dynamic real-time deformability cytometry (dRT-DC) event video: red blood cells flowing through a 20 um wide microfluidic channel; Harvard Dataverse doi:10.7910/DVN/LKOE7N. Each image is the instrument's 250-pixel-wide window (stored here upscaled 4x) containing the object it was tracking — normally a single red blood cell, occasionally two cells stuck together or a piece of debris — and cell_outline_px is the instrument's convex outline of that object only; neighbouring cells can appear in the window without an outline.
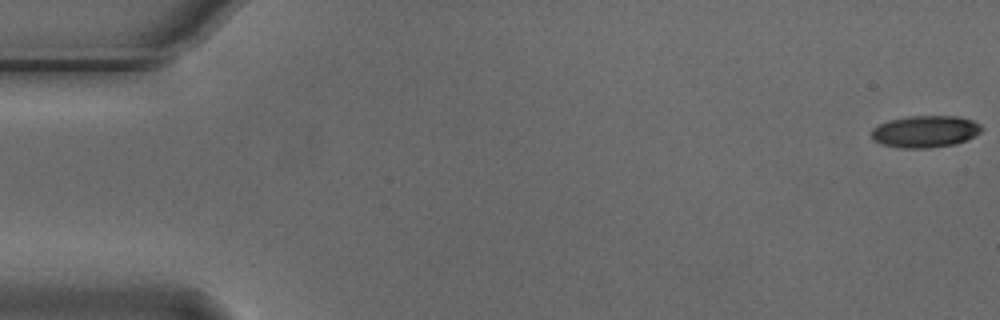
{"species": "Egyptian fruit bat (a non-hibernating species)", "species_latin": "Rousettus aegyptiacus", "temperature_condition": "cold", "stored_images_in_passage": 6, "camera_frame_rate_fps": 3000, "um_per_image_px": 0.085, "animal": {"sex": "male"}, "frame": {"image": 1, "passage_image": 1, "time_ms": 0.0, "image_size_px": [1000, 320], "cell_outline_px": [[984, 128], [980, 132], [956, 144], [928, 148], [900, 148], [884, 144], [872, 140], [872, 128], [888, 120], [908, 116], [956, 116], [972, 120], [980, 124]], "centroid_in_image_um": [78.63, 11.17], "position_along_channel_um": 6.4, "area_um2": 20.4}}